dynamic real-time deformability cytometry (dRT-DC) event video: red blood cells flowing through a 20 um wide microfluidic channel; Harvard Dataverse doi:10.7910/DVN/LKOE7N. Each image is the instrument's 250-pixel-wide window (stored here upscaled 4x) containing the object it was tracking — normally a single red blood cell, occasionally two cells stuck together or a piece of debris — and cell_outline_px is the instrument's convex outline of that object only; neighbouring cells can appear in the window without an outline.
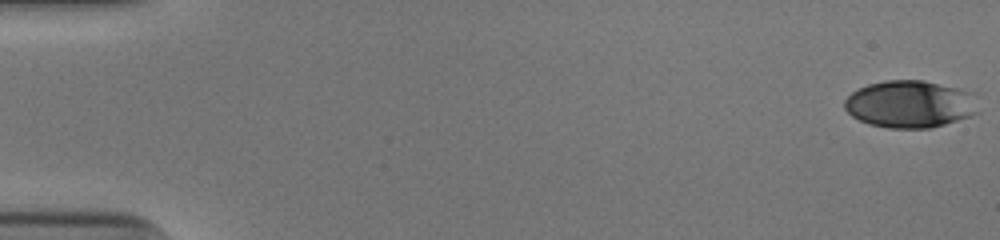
{"species": "human", "species_latin": "Homo sapiens", "temperature_condition": "cold", "stored_images_in_passage": 52, "camera_frame_rate_fps": 3000, "um_per_image_px": 0.085, "donor": {"sex": "male"}, "frame": {"image": 1, "passage_image": 1, "time_ms": 0.0, "image_size_px": [1000, 240], "cell_outline_px": [[980, 112], [932, 128], [888, 128], [872, 124], [860, 120], [852, 116], [844, 108], [844, 100], [852, 92], [868, 84], [884, 80], [924, 80], [956, 88], [964, 92]], "centroid_in_image_um": [77.24, 8.86], "position_along_channel_um": 7.8, "area_um2": 36.01}}
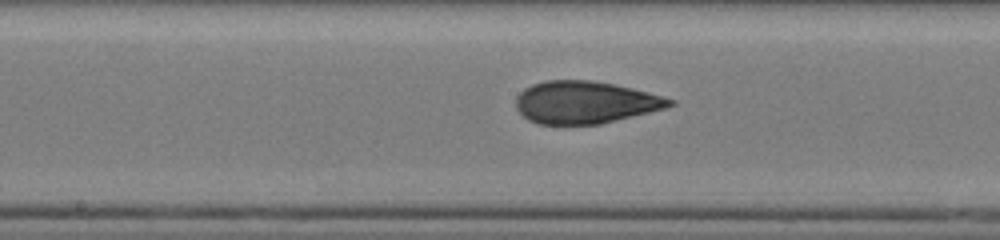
{"frame": {"image": 2, "passage_image": 28, "time_ms": 9.0, "image_size_px": [1000, 240], "cell_outline_px": [[676, 104], [664, 108], [600, 124], [540, 124], [528, 120], [516, 108], [516, 96], [524, 88], [532, 84], [544, 80], [592, 80], [632, 88], [676, 100]], "centroid_in_image_um": [49.71, 8.69], "position_along_channel_um": 198.5, "area_um2": 37.74}}
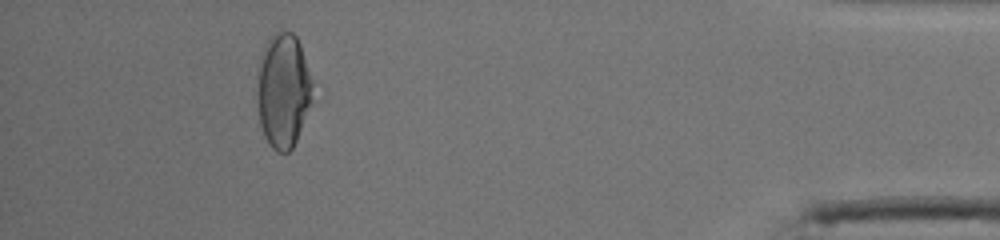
{"frame": {"image": 3, "passage_image": 48, "time_ms": 15.667, "image_size_px": [1000, 240], "cell_outline_px": [[312, 100], [296, 140], [292, 148], [288, 152], [276, 152], [268, 144], [264, 136], [260, 124], [256, 92], [260, 56], [272, 32], [292, 32], [296, 36], [300, 44], [312, 84]], "centroid_in_image_um": [24.04, 7.71], "position_along_channel_um": 411.2, "area_um2": 36.76}, "authors_computed_cell_mechanics": {"area_um2": 37.3966, "velocity_mm_per_s": 3.9863, "shape_relaxation_time_tau1_ms": 6.5111, "shape_relaxation_time_tau2_ms": 1.3553, "deformation_change_tau1": 0.2229, "deformation_change_tau2": 0.0824}}